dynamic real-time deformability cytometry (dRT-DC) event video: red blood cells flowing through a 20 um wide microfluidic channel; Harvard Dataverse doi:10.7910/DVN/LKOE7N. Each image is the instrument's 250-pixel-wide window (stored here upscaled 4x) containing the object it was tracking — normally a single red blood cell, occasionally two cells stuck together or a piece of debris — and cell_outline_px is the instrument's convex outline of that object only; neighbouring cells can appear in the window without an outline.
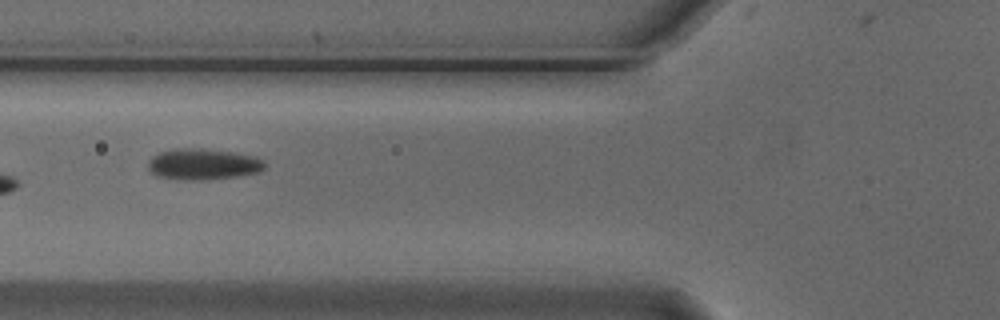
{"species": "Egyptian fruit bat (a non-hibernating species)", "species_latin": "Rousettus aegyptiacus", "temperature_condition": "cold", "stored_images_in_passage": 10, "camera_frame_rate_fps": 3000, "um_per_image_px": 0.085, "animal": {"sex": "male"}, "frame": {"image": 1, "passage_image": 6, "time_ms": 1.667, "image_size_px": [1000, 320], "cell_outline_px": [[264, 168], [260, 172], [236, 176], [204, 180], [184, 180], [156, 176], [148, 168], [148, 160], [152, 156], [160, 152], [176, 148], [200, 148], [236, 152], [256, 156], [264, 160]], "centroid_in_image_um": [17.26, 13.95], "position_along_channel_um": 108.5, "area_um2": 21.33}}
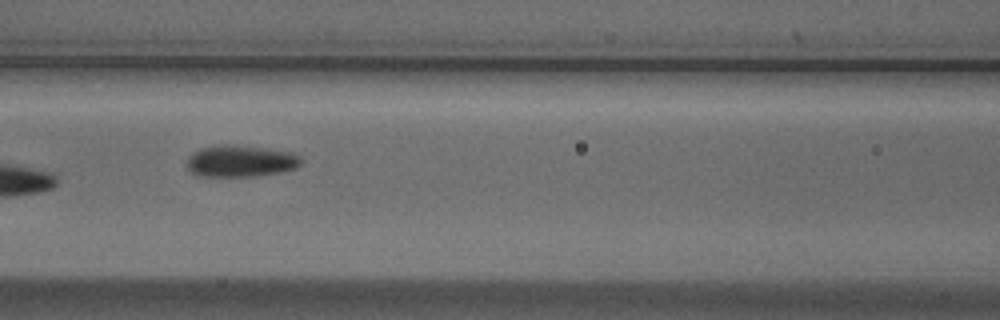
{"frame": {"image": 2, "passage_image": 7, "time_ms": 2.0, "image_size_px": [1000, 320], "cell_outline_px": [[300, 164], [296, 168], [280, 172], [256, 176], [196, 176], [188, 168], [188, 156], [192, 152], [200, 148], [220, 144], [224, 144], [264, 148], [292, 152], [300, 156]], "centroid_in_image_um": [20.42, 13.69], "position_along_channel_um": 146.2, "area_um2": 21.04}}
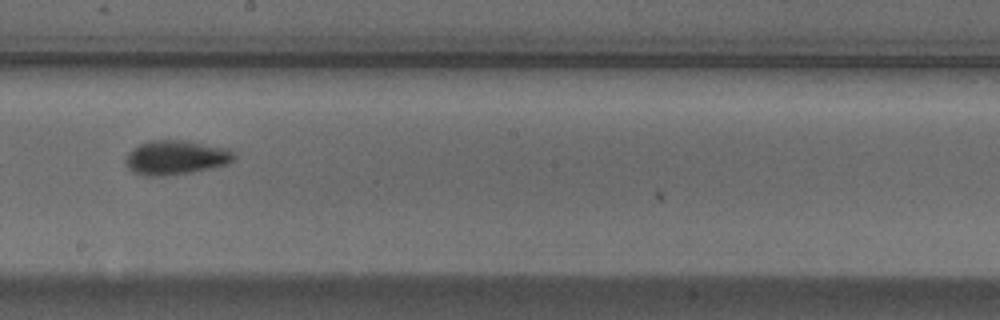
{"frame": {"image": 3, "passage_image": 9, "time_ms": 2.667, "image_size_px": [1000, 320], "cell_outline_px": [[236, 156], [228, 164], [192, 172], [168, 176], [144, 176], [132, 172], [128, 168], [124, 160], [128, 152], [132, 148], [140, 144], [152, 140], [184, 140], [228, 148]], "centroid_in_image_um": [14.91, 13.4], "position_along_channel_um": 233.3, "area_um2": 21.85}}